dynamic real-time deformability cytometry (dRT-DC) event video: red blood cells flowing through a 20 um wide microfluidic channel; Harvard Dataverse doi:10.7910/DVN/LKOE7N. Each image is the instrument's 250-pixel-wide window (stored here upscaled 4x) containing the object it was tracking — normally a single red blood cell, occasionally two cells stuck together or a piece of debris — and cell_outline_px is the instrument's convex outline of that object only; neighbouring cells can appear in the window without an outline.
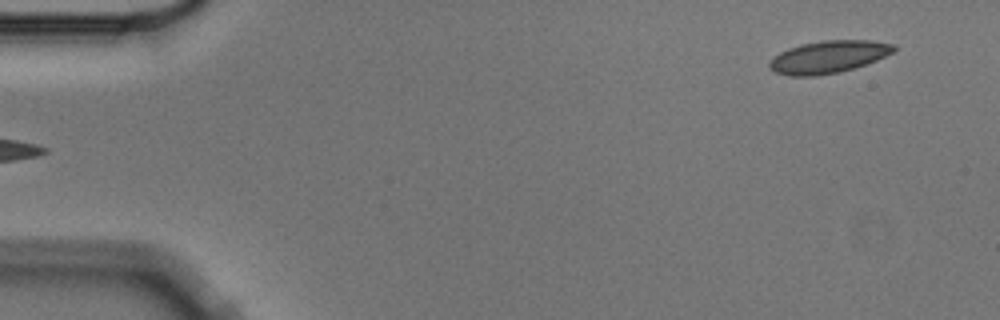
{"species": "Egyptian fruit bat (a non-hibernating species)", "species_latin": "Rousettus aegyptiacus", "temperature_condition": "cold", "stored_images_in_passage": 5, "segment_of_instrument_passage": [2, 2], "camera_frame_rate_fps": 3000, "um_per_image_px": 0.085, "animal": {"sex": "male"}, "frame": {"image": 1, "passage_image": 5, "time_ms": 1.333, "image_size_px": [1000, 320], "cell_outline_px": [[896, 48], [892, 52], [876, 60], [840, 72], [816, 76], [788, 76], [776, 72], [768, 68], [768, 64], [780, 52], [788, 48], [800, 44], [824, 40], [872, 40], [896, 44]], "centroid_in_image_um": [70.41, 4.83], "position_along_channel_um": 14.6, "area_um2": 23.41}}